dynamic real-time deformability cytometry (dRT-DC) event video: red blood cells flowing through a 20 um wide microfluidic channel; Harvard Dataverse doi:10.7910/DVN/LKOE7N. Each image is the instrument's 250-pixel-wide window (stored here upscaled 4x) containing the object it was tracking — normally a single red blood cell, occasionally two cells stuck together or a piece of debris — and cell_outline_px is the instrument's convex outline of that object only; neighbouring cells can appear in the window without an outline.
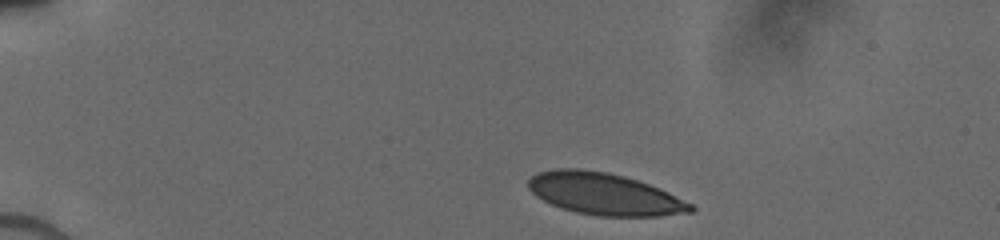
{"species": "human", "species_latin": "Homo sapiens", "temperature_condition": "cold", "stored_images_in_passage": 35, "camera_frame_rate_fps": 3000, "um_per_image_px": 0.085, "donor": {"sex": "male"}, "frame": {"image": 1, "passage_image": 1, "time_ms": 0.0, "image_size_px": [1000, 240], "cell_outline_px": [[696, 208], [692, 212], [660, 216], [596, 216], [576, 212], [552, 204], [536, 196], [528, 188], [528, 180], [536, 172], [556, 168], [580, 168], [608, 172], [624, 176], [648, 184], [668, 192], [692, 204]], "centroid_in_image_um": [51.36, 16.48], "position_along_channel_um": 33.6, "area_um2": 39.59}}
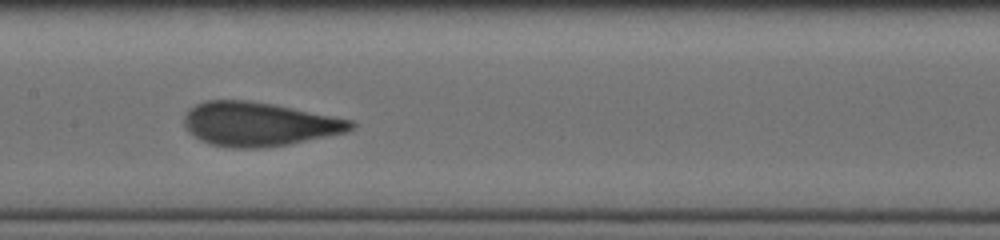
{"frame": {"image": 2, "passage_image": 16, "time_ms": 5.667, "image_size_px": [1000, 240], "cell_outline_px": [[356, 124], [352, 128], [344, 132], [288, 144], [260, 148], [232, 148], [212, 144], [200, 140], [188, 132], [184, 128], [184, 116], [188, 108], [204, 100], [248, 100], [272, 104], [352, 120]], "centroid_in_image_um": [21.92, 10.54], "position_along_channel_um": 185.5, "area_um2": 42.43}}
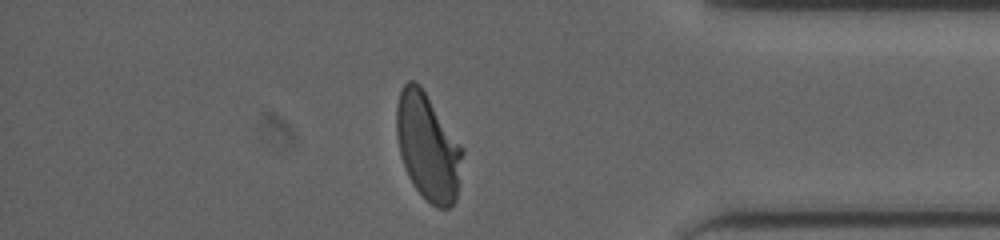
{"frame": {"image": 3, "passage_image": 30, "time_ms": 11.333, "image_size_px": [1000, 240], "cell_outline_px": [[464, 152], [456, 200], [448, 208], [436, 208], [412, 184], [408, 176], [400, 156], [396, 136], [396, 104], [400, 92], [404, 84], [408, 80], [416, 80], [420, 84], [464, 148]], "centroid_in_image_um": [36.36, 12.46], "position_along_channel_um": 398.8, "area_um2": 41.38}}